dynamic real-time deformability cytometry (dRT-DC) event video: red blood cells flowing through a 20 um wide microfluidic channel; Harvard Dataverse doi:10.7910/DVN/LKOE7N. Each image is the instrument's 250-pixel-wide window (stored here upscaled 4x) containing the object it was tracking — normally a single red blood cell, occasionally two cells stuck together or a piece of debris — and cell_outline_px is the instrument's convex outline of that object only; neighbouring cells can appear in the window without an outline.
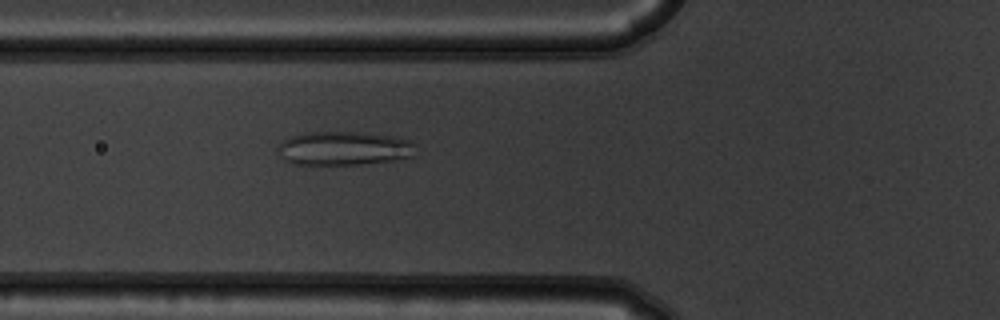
{"species": "common noctule bat (a hibernating species)", "species_latin": "Nyctalus noctula", "temperature_condition": "warm", "stored_images_in_passage": 41, "camera_frame_rate_fps": 3000, "um_per_image_px": 0.085, "animal": {"sex": "male", "body_mass_g": 19.5, "forearm_length_mm": 54.6}, "frame": {"image": 1, "passage_image": 7, "time_ms": 2.0, "image_size_px": [1000, 320], "cell_outline_px": [[416, 156], [392, 160], [360, 164], [292, 164], [284, 160], [280, 156], [276, 148], [284, 140], [292, 136], [304, 132], [364, 132], [388, 136], [408, 140], [416, 144]], "centroid_in_image_um": [29.23, 12.61], "position_along_channel_um": 96.6, "area_um2": 27.22}}
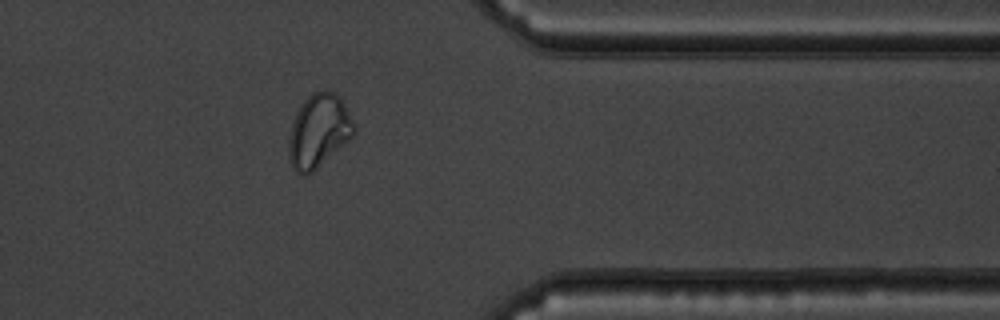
{"frame": {"image": 2, "passage_image": 31, "time_ms": 10.0, "image_size_px": [1000, 320], "cell_outline_px": [[356, 132], [348, 140], [308, 176], [304, 176], [296, 172], [292, 168], [288, 156], [288, 140], [296, 116], [304, 100], [312, 92], [324, 88], [336, 92], [344, 104], [356, 128]], "centroid_in_image_um": [27.08, 11.13], "position_along_channel_um": 384.3, "area_um2": 27.74}}
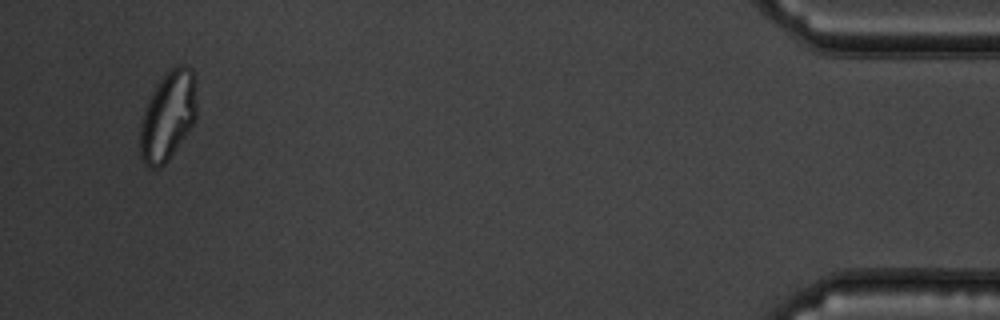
{"frame": {"image": 3, "passage_image": 39, "time_ms": 12.667, "image_size_px": [1000, 320], "cell_outline_px": [[196, 120], [188, 132], [168, 160], [160, 168], [148, 168], [144, 164], [140, 156], [140, 128], [144, 112], [148, 100], [156, 84], [176, 64], [184, 64], [192, 68], [196, 76]], "centroid_in_image_um": [14.3, 9.84], "position_along_channel_um": 420.9, "area_um2": 29.71}, "authors_computed_cell_mechanics": {"area_um2": 25.9522, "velocity_mm_per_s": 3.7236, "shape_relaxation_time_tau1_ms": null, "shape_relaxation_time_tau2_ms": 0.7084, "deformation_change_tau1": null, "deformation_change_tau2": 0.0726}}